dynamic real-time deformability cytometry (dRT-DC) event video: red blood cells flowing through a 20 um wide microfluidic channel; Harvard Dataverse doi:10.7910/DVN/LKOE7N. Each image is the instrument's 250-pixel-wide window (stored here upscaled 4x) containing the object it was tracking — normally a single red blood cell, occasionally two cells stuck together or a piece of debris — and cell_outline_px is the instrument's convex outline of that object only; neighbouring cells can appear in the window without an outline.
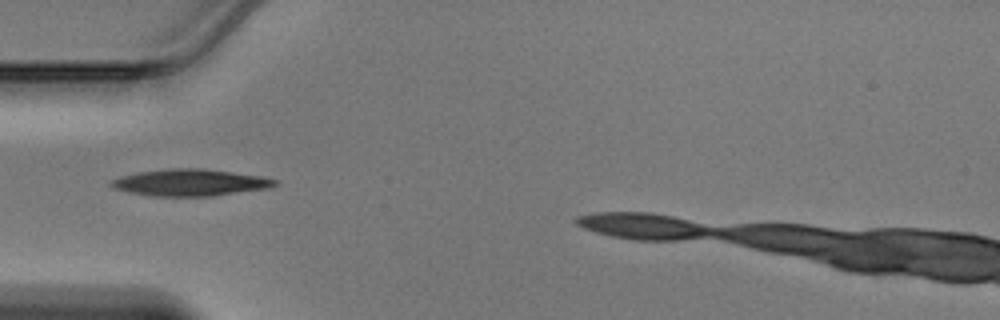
{"species": "Egyptian fruit bat (a non-hibernating species)", "species_latin": "Rousettus aegyptiacus", "temperature_condition": "warm", "stored_images_in_passage": 29, "camera_frame_rate_fps": 3000, "um_per_image_px": 0.085, "animal": {"sex": "male"}, "frame": {"image": 1, "passage_image": 2, "time_ms": 0.333, "image_size_px": [1000, 320], "cell_outline_px": [[280, 184], [268, 188], [212, 196], [148, 196], [128, 192], [112, 188], [108, 184], [108, 180], [120, 176], [136, 172], [168, 168], [204, 168], [260, 176], [280, 180]], "centroid_in_image_um": [16.11, 15.51], "position_along_channel_um": 68.9, "area_um2": 25.95}}
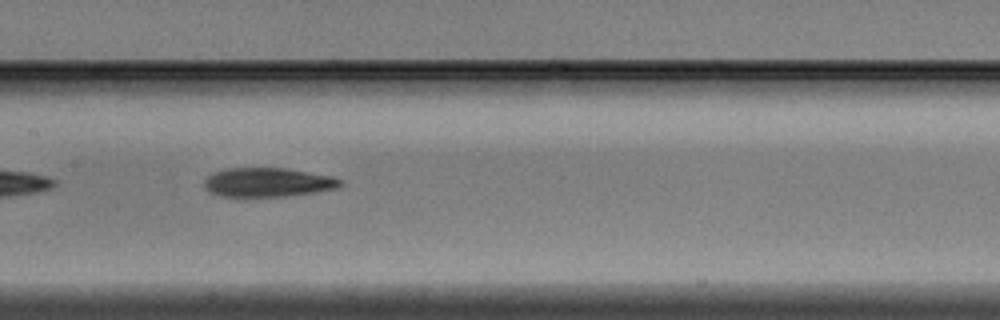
{"frame": {"image": 2, "passage_image": 10, "time_ms": 3.0, "image_size_px": [1000, 320], "cell_outline_px": [[344, 184], [336, 188], [316, 192], [284, 196], [220, 196], [208, 192], [204, 188], [204, 180], [212, 172], [228, 168], [284, 168], [332, 176], [344, 180]], "centroid_in_image_um": [22.75, 15.49], "position_along_channel_um": 184.6, "area_um2": 23.12}}
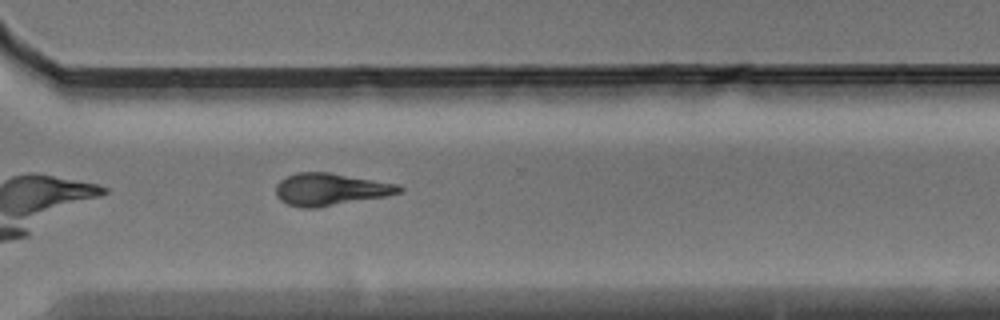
{"frame": {"image": 3, "passage_image": 21, "time_ms": 6.667, "image_size_px": [1000, 320], "cell_outline_px": [[404, 192], [384, 196], [316, 208], [300, 208], [288, 204], [280, 200], [276, 196], [276, 184], [280, 180], [296, 172], [328, 172], [400, 184], [404, 188]], "centroid_in_image_um": [28.09, 16.09], "position_along_channel_um": 342.5, "area_um2": 23.24}}